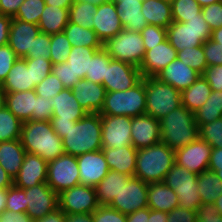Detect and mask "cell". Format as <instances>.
I'll return each instance as SVG.
<instances>
[{
	"label": "cell",
	"instance_id": "cell-1",
	"mask_svg": "<svg viewBox=\"0 0 222 222\" xmlns=\"http://www.w3.org/2000/svg\"><path fill=\"white\" fill-rule=\"evenodd\" d=\"M20 141L27 153L36 154L46 162L65 154L62 139L55 133L50 121L23 122Z\"/></svg>",
	"mask_w": 222,
	"mask_h": 222
},
{
	"label": "cell",
	"instance_id": "cell-2",
	"mask_svg": "<svg viewBox=\"0 0 222 222\" xmlns=\"http://www.w3.org/2000/svg\"><path fill=\"white\" fill-rule=\"evenodd\" d=\"M102 122L99 113H87L62 138L65 154L79 156L102 150Z\"/></svg>",
	"mask_w": 222,
	"mask_h": 222
},
{
	"label": "cell",
	"instance_id": "cell-3",
	"mask_svg": "<svg viewBox=\"0 0 222 222\" xmlns=\"http://www.w3.org/2000/svg\"><path fill=\"white\" fill-rule=\"evenodd\" d=\"M175 164V150L160 141L137 150L135 177L146 183L163 182Z\"/></svg>",
	"mask_w": 222,
	"mask_h": 222
},
{
	"label": "cell",
	"instance_id": "cell-4",
	"mask_svg": "<svg viewBox=\"0 0 222 222\" xmlns=\"http://www.w3.org/2000/svg\"><path fill=\"white\" fill-rule=\"evenodd\" d=\"M161 141L177 150L199 137L194 113L183 105L159 119Z\"/></svg>",
	"mask_w": 222,
	"mask_h": 222
},
{
	"label": "cell",
	"instance_id": "cell-5",
	"mask_svg": "<svg viewBox=\"0 0 222 222\" xmlns=\"http://www.w3.org/2000/svg\"><path fill=\"white\" fill-rule=\"evenodd\" d=\"M100 115L136 117L146 114V89L142 78L128 90L107 92Z\"/></svg>",
	"mask_w": 222,
	"mask_h": 222
},
{
	"label": "cell",
	"instance_id": "cell-6",
	"mask_svg": "<svg viewBox=\"0 0 222 222\" xmlns=\"http://www.w3.org/2000/svg\"><path fill=\"white\" fill-rule=\"evenodd\" d=\"M146 114L160 119L182 105L181 92L156 77H144Z\"/></svg>",
	"mask_w": 222,
	"mask_h": 222
},
{
	"label": "cell",
	"instance_id": "cell-7",
	"mask_svg": "<svg viewBox=\"0 0 222 222\" xmlns=\"http://www.w3.org/2000/svg\"><path fill=\"white\" fill-rule=\"evenodd\" d=\"M211 33L209 25L200 13L184 23L173 21L167 28V39L178 52L203 45L211 38Z\"/></svg>",
	"mask_w": 222,
	"mask_h": 222
},
{
	"label": "cell",
	"instance_id": "cell-8",
	"mask_svg": "<svg viewBox=\"0 0 222 222\" xmlns=\"http://www.w3.org/2000/svg\"><path fill=\"white\" fill-rule=\"evenodd\" d=\"M103 48L112 59L140 67L145 54V47L141 33L123 29L116 36L111 37Z\"/></svg>",
	"mask_w": 222,
	"mask_h": 222
},
{
	"label": "cell",
	"instance_id": "cell-9",
	"mask_svg": "<svg viewBox=\"0 0 222 222\" xmlns=\"http://www.w3.org/2000/svg\"><path fill=\"white\" fill-rule=\"evenodd\" d=\"M197 178V174L175 163L166 174L163 182L177 193L179 206L196 211L202 204Z\"/></svg>",
	"mask_w": 222,
	"mask_h": 222
},
{
	"label": "cell",
	"instance_id": "cell-10",
	"mask_svg": "<svg viewBox=\"0 0 222 222\" xmlns=\"http://www.w3.org/2000/svg\"><path fill=\"white\" fill-rule=\"evenodd\" d=\"M47 185L57 194L80 184L76 156L63 154L48 162Z\"/></svg>",
	"mask_w": 222,
	"mask_h": 222
},
{
	"label": "cell",
	"instance_id": "cell-11",
	"mask_svg": "<svg viewBox=\"0 0 222 222\" xmlns=\"http://www.w3.org/2000/svg\"><path fill=\"white\" fill-rule=\"evenodd\" d=\"M108 206L126 215L147 208L148 183L135 176L130 177Z\"/></svg>",
	"mask_w": 222,
	"mask_h": 222
},
{
	"label": "cell",
	"instance_id": "cell-12",
	"mask_svg": "<svg viewBox=\"0 0 222 222\" xmlns=\"http://www.w3.org/2000/svg\"><path fill=\"white\" fill-rule=\"evenodd\" d=\"M58 202L65 214L93 213L100 206L94 187L81 184L59 193Z\"/></svg>",
	"mask_w": 222,
	"mask_h": 222
},
{
	"label": "cell",
	"instance_id": "cell-13",
	"mask_svg": "<svg viewBox=\"0 0 222 222\" xmlns=\"http://www.w3.org/2000/svg\"><path fill=\"white\" fill-rule=\"evenodd\" d=\"M141 79L138 67L111 58L109 66H106L103 86L106 92L123 91L132 88Z\"/></svg>",
	"mask_w": 222,
	"mask_h": 222
},
{
	"label": "cell",
	"instance_id": "cell-14",
	"mask_svg": "<svg viewBox=\"0 0 222 222\" xmlns=\"http://www.w3.org/2000/svg\"><path fill=\"white\" fill-rule=\"evenodd\" d=\"M102 148H118L132 145V117L101 115Z\"/></svg>",
	"mask_w": 222,
	"mask_h": 222
},
{
	"label": "cell",
	"instance_id": "cell-15",
	"mask_svg": "<svg viewBox=\"0 0 222 222\" xmlns=\"http://www.w3.org/2000/svg\"><path fill=\"white\" fill-rule=\"evenodd\" d=\"M211 150L212 147L198 137L185 147L175 150V163L198 175L208 169Z\"/></svg>",
	"mask_w": 222,
	"mask_h": 222
},
{
	"label": "cell",
	"instance_id": "cell-16",
	"mask_svg": "<svg viewBox=\"0 0 222 222\" xmlns=\"http://www.w3.org/2000/svg\"><path fill=\"white\" fill-rule=\"evenodd\" d=\"M27 214L34 220H38L48 213L59 208L58 194L47 183L25 189Z\"/></svg>",
	"mask_w": 222,
	"mask_h": 222
},
{
	"label": "cell",
	"instance_id": "cell-17",
	"mask_svg": "<svg viewBox=\"0 0 222 222\" xmlns=\"http://www.w3.org/2000/svg\"><path fill=\"white\" fill-rule=\"evenodd\" d=\"M76 159L81 185L95 187L110 170L102 150L79 155Z\"/></svg>",
	"mask_w": 222,
	"mask_h": 222
},
{
	"label": "cell",
	"instance_id": "cell-18",
	"mask_svg": "<svg viewBox=\"0 0 222 222\" xmlns=\"http://www.w3.org/2000/svg\"><path fill=\"white\" fill-rule=\"evenodd\" d=\"M176 58L177 51L168 39L153 46L150 50L145 51L142 64L139 67L142 78L155 77Z\"/></svg>",
	"mask_w": 222,
	"mask_h": 222
},
{
	"label": "cell",
	"instance_id": "cell-19",
	"mask_svg": "<svg viewBox=\"0 0 222 222\" xmlns=\"http://www.w3.org/2000/svg\"><path fill=\"white\" fill-rule=\"evenodd\" d=\"M48 162L36 154L27 153L13 185L27 189L40 183H46Z\"/></svg>",
	"mask_w": 222,
	"mask_h": 222
},
{
	"label": "cell",
	"instance_id": "cell-20",
	"mask_svg": "<svg viewBox=\"0 0 222 222\" xmlns=\"http://www.w3.org/2000/svg\"><path fill=\"white\" fill-rule=\"evenodd\" d=\"M131 139L132 145L137 150L159 143L161 141L159 120L147 114L132 117Z\"/></svg>",
	"mask_w": 222,
	"mask_h": 222
},
{
	"label": "cell",
	"instance_id": "cell-21",
	"mask_svg": "<svg viewBox=\"0 0 222 222\" xmlns=\"http://www.w3.org/2000/svg\"><path fill=\"white\" fill-rule=\"evenodd\" d=\"M93 30L102 44L123 30L114 2L109 1L97 7L93 18Z\"/></svg>",
	"mask_w": 222,
	"mask_h": 222
},
{
	"label": "cell",
	"instance_id": "cell-22",
	"mask_svg": "<svg viewBox=\"0 0 222 222\" xmlns=\"http://www.w3.org/2000/svg\"><path fill=\"white\" fill-rule=\"evenodd\" d=\"M40 32L38 24L13 17L9 29L8 45L19 58H23L29 50H32L34 39Z\"/></svg>",
	"mask_w": 222,
	"mask_h": 222
},
{
	"label": "cell",
	"instance_id": "cell-23",
	"mask_svg": "<svg viewBox=\"0 0 222 222\" xmlns=\"http://www.w3.org/2000/svg\"><path fill=\"white\" fill-rule=\"evenodd\" d=\"M71 90L77 102L87 113H100L107 93L102 84L80 79Z\"/></svg>",
	"mask_w": 222,
	"mask_h": 222
},
{
	"label": "cell",
	"instance_id": "cell-24",
	"mask_svg": "<svg viewBox=\"0 0 222 222\" xmlns=\"http://www.w3.org/2000/svg\"><path fill=\"white\" fill-rule=\"evenodd\" d=\"M200 75L199 72L176 58L155 77L161 82L167 83L182 92L189 88Z\"/></svg>",
	"mask_w": 222,
	"mask_h": 222
},
{
	"label": "cell",
	"instance_id": "cell-25",
	"mask_svg": "<svg viewBox=\"0 0 222 222\" xmlns=\"http://www.w3.org/2000/svg\"><path fill=\"white\" fill-rule=\"evenodd\" d=\"M53 115L51 120L79 121L87 112L82 109L72 90L64 88L52 98Z\"/></svg>",
	"mask_w": 222,
	"mask_h": 222
},
{
	"label": "cell",
	"instance_id": "cell-26",
	"mask_svg": "<svg viewBox=\"0 0 222 222\" xmlns=\"http://www.w3.org/2000/svg\"><path fill=\"white\" fill-rule=\"evenodd\" d=\"M106 162L110 170L135 175L137 149L133 145L118 148H102Z\"/></svg>",
	"mask_w": 222,
	"mask_h": 222
},
{
	"label": "cell",
	"instance_id": "cell-27",
	"mask_svg": "<svg viewBox=\"0 0 222 222\" xmlns=\"http://www.w3.org/2000/svg\"><path fill=\"white\" fill-rule=\"evenodd\" d=\"M0 86L4 93L34 90L36 84L32 81L31 66H27L23 58H18Z\"/></svg>",
	"mask_w": 222,
	"mask_h": 222
},
{
	"label": "cell",
	"instance_id": "cell-28",
	"mask_svg": "<svg viewBox=\"0 0 222 222\" xmlns=\"http://www.w3.org/2000/svg\"><path fill=\"white\" fill-rule=\"evenodd\" d=\"M179 206L177 193L164 182L148 184V207L169 213Z\"/></svg>",
	"mask_w": 222,
	"mask_h": 222
},
{
	"label": "cell",
	"instance_id": "cell-29",
	"mask_svg": "<svg viewBox=\"0 0 222 222\" xmlns=\"http://www.w3.org/2000/svg\"><path fill=\"white\" fill-rule=\"evenodd\" d=\"M35 90L5 93L4 105L21 121L32 120L35 109Z\"/></svg>",
	"mask_w": 222,
	"mask_h": 222
},
{
	"label": "cell",
	"instance_id": "cell-30",
	"mask_svg": "<svg viewBox=\"0 0 222 222\" xmlns=\"http://www.w3.org/2000/svg\"><path fill=\"white\" fill-rule=\"evenodd\" d=\"M25 155L20 139L0 142V165L12 179L17 176Z\"/></svg>",
	"mask_w": 222,
	"mask_h": 222
},
{
	"label": "cell",
	"instance_id": "cell-31",
	"mask_svg": "<svg viewBox=\"0 0 222 222\" xmlns=\"http://www.w3.org/2000/svg\"><path fill=\"white\" fill-rule=\"evenodd\" d=\"M130 177L127 174L109 170L101 182L94 187L99 205H109Z\"/></svg>",
	"mask_w": 222,
	"mask_h": 222
},
{
	"label": "cell",
	"instance_id": "cell-32",
	"mask_svg": "<svg viewBox=\"0 0 222 222\" xmlns=\"http://www.w3.org/2000/svg\"><path fill=\"white\" fill-rule=\"evenodd\" d=\"M141 12L148 25L167 29L173 22L171 1L169 0H143Z\"/></svg>",
	"mask_w": 222,
	"mask_h": 222
},
{
	"label": "cell",
	"instance_id": "cell-33",
	"mask_svg": "<svg viewBox=\"0 0 222 222\" xmlns=\"http://www.w3.org/2000/svg\"><path fill=\"white\" fill-rule=\"evenodd\" d=\"M69 22V9L45 5L38 27L42 33L56 34L63 32Z\"/></svg>",
	"mask_w": 222,
	"mask_h": 222
},
{
	"label": "cell",
	"instance_id": "cell-34",
	"mask_svg": "<svg viewBox=\"0 0 222 222\" xmlns=\"http://www.w3.org/2000/svg\"><path fill=\"white\" fill-rule=\"evenodd\" d=\"M211 92L209 83L200 75L189 88L181 92L182 105L194 113L205 104Z\"/></svg>",
	"mask_w": 222,
	"mask_h": 222
},
{
	"label": "cell",
	"instance_id": "cell-35",
	"mask_svg": "<svg viewBox=\"0 0 222 222\" xmlns=\"http://www.w3.org/2000/svg\"><path fill=\"white\" fill-rule=\"evenodd\" d=\"M123 29L141 33L148 25L144 14L141 12L142 3L115 4Z\"/></svg>",
	"mask_w": 222,
	"mask_h": 222
},
{
	"label": "cell",
	"instance_id": "cell-36",
	"mask_svg": "<svg viewBox=\"0 0 222 222\" xmlns=\"http://www.w3.org/2000/svg\"><path fill=\"white\" fill-rule=\"evenodd\" d=\"M72 47L84 46L88 48H102L103 44L92 29L80 27L78 24L68 22L63 30Z\"/></svg>",
	"mask_w": 222,
	"mask_h": 222
},
{
	"label": "cell",
	"instance_id": "cell-37",
	"mask_svg": "<svg viewBox=\"0 0 222 222\" xmlns=\"http://www.w3.org/2000/svg\"><path fill=\"white\" fill-rule=\"evenodd\" d=\"M197 184L202 203H214L222 193L221 180L209 169L198 174Z\"/></svg>",
	"mask_w": 222,
	"mask_h": 222
},
{
	"label": "cell",
	"instance_id": "cell-38",
	"mask_svg": "<svg viewBox=\"0 0 222 222\" xmlns=\"http://www.w3.org/2000/svg\"><path fill=\"white\" fill-rule=\"evenodd\" d=\"M198 128L222 117V91H212L205 104L194 112Z\"/></svg>",
	"mask_w": 222,
	"mask_h": 222
},
{
	"label": "cell",
	"instance_id": "cell-39",
	"mask_svg": "<svg viewBox=\"0 0 222 222\" xmlns=\"http://www.w3.org/2000/svg\"><path fill=\"white\" fill-rule=\"evenodd\" d=\"M101 48H88L84 46L72 47L66 60L73 70L75 77L85 79L86 73L89 72L90 60L94 53Z\"/></svg>",
	"mask_w": 222,
	"mask_h": 222
},
{
	"label": "cell",
	"instance_id": "cell-40",
	"mask_svg": "<svg viewBox=\"0 0 222 222\" xmlns=\"http://www.w3.org/2000/svg\"><path fill=\"white\" fill-rule=\"evenodd\" d=\"M22 123L4 105L0 109V142L20 139Z\"/></svg>",
	"mask_w": 222,
	"mask_h": 222
},
{
	"label": "cell",
	"instance_id": "cell-41",
	"mask_svg": "<svg viewBox=\"0 0 222 222\" xmlns=\"http://www.w3.org/2000/svg\"><path fill=\"white\" fill-rule=\"evenodd\" d=\"M96 10L97 6L91 3L74 1L69 8V22L93 30V18Z\"/></svg>",
	"mask_w": 222,
	"mask_h": 222
},
{
	"label": "cell",
	"instance_id": "cell-42",
	"mask_svg": "<svg viewBox=\"0 0 222 222\" xmlns=\"http://www.w3.org/2000/svg\"><path fill=\"white\" fill-rule=\"evenodd\" d=\"M111 57L102 47L97 50L90 60L89 72L86 73L85 79L103 85L106 66H109Z\"/></svg>",
	"mask_w": 222,
	"mask_h": 222
},
{
	"label": "cell",
	"instance_id": "cell-43",
	"mask_svg": "<svg viewBox=\"0 0 222 222\" xmlns=\"http://www.w3.org/2000/svg\"><path fill=\"white\" fill-rule=\"evenodd\" d=\"M171 8L173 21L183 23L197 17L202 11V7L196 0H172Z\"/></svg>",
	"mask_w": 222,
	"mask_h": 222
},
{
	"label": "cell",
	"instance_id": "cell-44",
	"mask_svg": "<svg viewBox=\"0 0 222 222\" xmlns=\"http://www.w3.org/2000/svg\"><path fill=\"white\" fill-rule=\"evenodd\" d=\"M51 50H50V60L52 64H58L66 62L72 45L70 44L68 38L64 32L51 34Z\"/></svg>",
	"mask_w": 222,
	"mask_h": 222
},
{
	"label": "cell",
	"instance_id": "cell-45",
	"mask_svg": "<svg viewBox=\"0 0 222 222\" xmlns=\"http://www.w3.org/2000/svg\"><path fill=\"white\" fill-rule=\"evenodd\" d=\"M177 58L200 74H202L208 66L203 45L178 51Z\"/></svg>",
	"mask_w": 222,
	"mask_h": 222
},
{
	"label": "cell",
	"instance_id": "cell-46",
	"mask_svg": "<svg viewBox=\"0 0 222 222\" xmlns=\"http://www.w3.org/2000/svg\"><path fill=\"white\" fill-rule=\"evenodd\" d=\"M45 5L44 0H24L14 18L38 24Z\"/></svg>",
	"mask_w": 222,
	"mask_h": 222
},
{
	"label": "cell",
	"instance_id": "cell-47",
	"mask_svg": "<svg viewBox=\"0 0 222 222\" xmlns=\"http://www.w3.org/2000/svg\"><path fill=\"white\" fill-rule=\"evenodd\" d=\"M199 138L212 148L222 147V117L211 123L202 124L198 128Z\"/></svg>",
	"mask_w": 222,
	"mask_h": 222
},
{
	"label": "cell",
	"instance_id": "cell-48",
	"mask_svg": "<svg viewBox=\"0 0 222 222\" xmlns=\"http://www.w3.org/2000/svg\"><path fill=\"white\" fill-rule=\"evenodd\" d=\"M51 35L40 32L34 39L32 50H29L23 59L50 60Z\"/></svg>",
	"mask_w": 222,
	"mask_h": 222
},
{
	"label": "cell",
	"instance_id": "cell-49",
	"mask_svg": "<svg viewBox=\"0 0 222 222\" xmlns=\"http://www.w3.org/2000/svg\"><path fill=\"white\" fill-rule=\"evenodd\" d=\"M5 211L27 212L25 189L18 188L14 185L7 189V203Z\"/></svg>",
	"mask_w": 222,
	"mask_h": 222
},
{
	"label": "cell",
	"instance_id": "cell-50",
	"mask_svg": "<svg viewBox=\"0 0 222 222\" xmlns=\"http://www.w3.org/2000/svg\"><path fill=\"white\" fill-rule=\"evenodd\" d=\"M64 89L62 82L52 72L35 87L38 96L52 99L55 95Z\"/></svg>",
	"mask_w": 222,
	"mask_h": 222
},
{
	"label": "cell",
	"instance_id": "cell-51",
	"mask_svg": "<svg viewBox=\"0 0 222 222\" xmlns=\"http://www.w3.org/2000/svg\"><path fill=\"white\" fill-rule=\"evenodd\" d=\"M141 35L145 50L147 51L167 39V29L156 25H147L141 31Z\"/></svg>",
	"mask_w": 222,
	"mask_h": 222
},
{
	"label": "cell",
	"instance_id": "cell-52",
	"mask_svg": "<svg viewBox=\"0 0 222 222\" xmlns=\"http://www.w3.org/2000/svg\"><path fill=\"white\" fill-rule=\"evenodd\" d=\"M27 66H31L32 81L35 84L42 82L52 71L51 60L45 59H24Z\"/></svg>",
	"mask_w": 222,
	"mask_h": 222
},
{
	"label": "cell",
	"instance_id": "cell-53",
	"mask_svg": "<svg viewBox=\"0 0 222 222\" xmlns=\"http://www.w3.org/2000/svg\"><path fill=\"white\" fill-rule=\"evenodd\" d=\"M51 72L59 78L64 88L67 89H72L73 86L81 79L80 77H75L73 70L67 62L52 64Z\"/></svg>",
	"mask_w": 222,
	"mask_h": 222
},
{
	"label": "cell",
	"instance_id": "cell-54",
	"mask_svg": "<svg viewBox=\"0 0 222 222\" xmlns=\"http://www.w3.org/2000/svg\"><path fill=\"white\" fill-rule=\"evenodd\" d=\"M53 115L52 99L36 96L35 109L32 111V120L50 121Z\"/></svg>",
	"mask_w": 222,
	"mask_h": 222
},
{
	"label": "cell",
	"instance_id": "cell-55",
	"mask_svg": "<svg viewBox=\"0 0 222 222\" xmlns=\"http://www.w3.org/2000/svg\"><path fill=\"white\" fill-rule=\"evenodd\" d=\"M201 13L211 31L222 26V1L203 7Z\"/></svg>",
	"mask_w": 222,
	"mask_h": 222
},
{
	"label": "cell",
	"instance_id": "cell-56",
	"mask_svg": "<svg viewBox=\"0 0 222 222\" xmlns=\"http://www.w3.org/2000/svg\"><path fill=\"white\" fill-rule=\"evenodd\" d=\"M93 222H127L126 214H123L108 205H100L93 212Z\"/></svg>",
	"mask_w": 222,
	"mask_h": 222
},
{
	"label": "cell",
	"instance_id": "cell-57",
	"mask_svg": "<svg viewBox=\"0 0 222 222\" xmlns=\"http://www.w3.org/2000/svg\"><path fill=\"white\" fill-rule=\"evenodd\" d=\"M18 58L19 57L8 44L0 46V85L4 82L6 76Z\"/></svg>",
	"mask_w": 222,
	"mask_h": 222
},
{
	"label": "cell",
	"instance_id": "cell-58",
	"mask_svg": "<svg viewBox=\"0 0 222 222\" xmlns=\"http://www.w3.org/2000/svg\"><path fill=\"white\" fill-rule=\"evenodd\" d=\"M208 66L222 65V45L209 39L203 44Z\"/></svg>",
	"mask_w": 222,
	"mask_h": 222
},
{
	"label": "cell",
	"instance_id": "cell-59",
	"mask_svg": "<svg viewBox=\"0 0 222 222\" xmlns=\"http://www.w3.org/2000/svg\"><path fill=\"white\" fill-rule=\"evenodd\" d=\"M197 222H222V216L213 203H202L197 209Z\"/></svg>",
	"mask_w": 222,
	"mask_h": 222
},
{
	"label": "cell",
	"instance_id": "cell-60",
	"mask_svg": "<svg viewBox=\"0 0 222 222\" xmlns=\"http://www.w3.org/2000/svg\"><path fill=\"white\" fill-rule=\"evenodd\" d=\"M201 75L209 83L212 91H222V65L207 66Z\"/></svg>",
	"mask_w": 222,
	"mask_h": 222
},
{
	"label": "cell",
	"instance_id": "cell-61",
	"mask_svg": "<svg viewBox=\"0 0 222 222\" xmlns=\"http://www.w3.org/2000/svg\"><path fill=\"white\" fill-rule=\"evenodd\" d=\"M167 222H197V213L178 206L168 213Z\"/></svg>",
	"mask_w": 222,
	"mask_h": 222
},
{
	"label": "cell",
	"instance_id": "cell-62",
	"mask_svg": "<svg viewBox=\"0 0 222 222\" xmlns=\"http://www.w3.org/2000/svg\"><path fill=\"white\" fill-rule=\"evenodd\" d=\"M24 0H0V14L9 17H15L19 6Z\"/></svg>",
	"mask_w": 222,
	"mask_h": 222
},
{
	"label": "cell",
	"instance_id": "cell-63",
	"mask_svg": "<svg viewBox=\"0 0 222 222\" xmlns=\"http://www.w3.org/2000/svg\"><path fill=\"white\" fill-rule=\"evenodd\" d=\"M0 222H34V220L27 213L3 211L0 214Z\"/></svg>",
	"mask_w": 222,
	"mask_h": 222
},
{
	"label": "cell",
	"instance_id": "cell-64",
	"mask_svg": "<svg viewBox=\"0 0 222 222\" xmlns=\"http://www.w3.org/2000/svg\"><path fill=\"white\" fill-rule=\"evenodd\" d=\"M12 17L0 14V46L8 44Z\"/></svg>",
	"mask_w": 222,
	"mask_h": 222
},
{
	"label": "cell",
	"instance_id": "cell-65",
	"mask_svg": "<svg viewBox=\"0 0 222 222\" xmlns=\"http://www.w3.org/2000/svg\"><path fill=\"white\" fill-rule=\"evenodd\" d=\"M208 169L215 173L222 169V147L212 148Z\"/></svg>",
	"mask_w": 222,
	"mask_h": 222
},
{
	"label": "cell",
	"instance_id": "cell-66",
	"mask_svg": "<svg viewBox=\"0 0 222 222\" xmlns=\"http://www.w3.org/2000/svg\"><path fill=\"white\" fill-rule=\"evenodd\" d=\"M77 121H65V120H50L51 126L55 133L62 139L65 136V133L68 129L75 125Z\"/></svg>",
	"mask_w": 222,
	"mask_h": 222
},
{
	"label": "cell",
	"instance_id": "cell-67",
	"mask_svg": "<svg viewBox=\"0 0 222 222\" xmlns=\"http://www.w3.org/2000/svg\"><path fill=\"white\" fill-rule=\"evenodd\" d=\"M149 207L126 215L127 222H148Z\"/></svg>",
	"mask_w": 222,
	"mask_h": 222
},
{
	"label": "cell",
	"instance_id": "cell-68",
	"mask_svg": "<svg viewBox=\"0 0 222 222\" xmlns=\"http://www.w3.org/2000/svg\"><path fill=\"white\" fill-rule=\"evenodd\" d=\"M34 222H65V213L60 208H57L55 211L48 213Z\"/></svg>",
	"mask_w": 222,
	"mask_h": 222
},
{
	"label": "cell",
	"instance_id": "cell-69",
	"mask_svg": "<svg viewBox=\"0 0 222 222\" xmlns=\"http://www.w3.org/2000/svg\"><path fill=\"white\" fill-rule=\"evenodd\" d=\"M65 222H93V213L65 214Z\"/></svg>",
	"mask_w": 222,
	"mask_h": 222
},
{
	"label": "cell",
	"instance_id": "cell-70",
	"mask_svg": "<svg viewBox=\"0 0 222 222\" xmlns=\"http://www.w3.org/2000/svg\"><path fill=\"white\" fill-rule=\"evenodd\" d=\"M168 213L163 211L151 210L149 208L148 222H167Z\"/></svg>",
	"mask_w": 222,
	"mask_h": 222
},
{
	"label": "cell",
	"instance_id": "cell-71",
	"mask_svg": "<svg viewBox=\"0 0 222 222\" xmlns=\"http://www.w3.org/2000/svg\"><path fill=\"white\" fill-rule=\"evenodd\" d=\"M13 185V179L7 174L5 169L0 165V189H8Z\"/></svg>",
	"mask_w": 222,
	"mask_h": 222
},
{
	"label": "cell",
	"instance_id": "cell-72",
	"mask_svg": "<svg viewBox=\"0 0 222 222\" xmlns=\"http://www.w3.org/2000/svg\"><path fill=\"white\" fill-rule=\"evenodd\" d=\"M44 1L46 5H52L67 9H69L74 3V0H44Z\"/></svg>",
	"mask_w": 222,
	"mask_h": 222
},
{
	"label": "cell",
	"instance_id": "cell-73",
	"mask_svg": "<svg viewBox=\"0 0 222 222\" xmlns=\"http://www.w3.org/2000/svg\"><path fill=\"white\" fill-rule=\"evenodd\" d=\"M7 203V189H0V214L5 211Z\"/></svg>",
	"mask_w": 222,
	"mask_h": 222
},
{
	"label": "cell",
	"instance_id": "cell-74",
	"mask_svg": "<svg viewBox=\"0 0 222 222\" xmlns=\"http://www.w3.org/2000/svg\"><path fill=\"white\" fill-rule=\"evenodd\" d=\"M210 39L222 45V26L212 31Z\"/></svg>",
	"mask_w": 222,
	"mask_h": 222
},
{
	"label": "cell",
	"instance_id": "cell-75",
	"mask_svg": "<svg viewBox=\"0 0 222 222\" xmlns=\"http://www.w3.org/2000/svg\"><path fill=\"white\" fill-rule=\"evenodd\" d=\"M74 1H77V2H85V3H91L95 6H99L103 3H106V2H109L110 0H74Z\"/></svg>",
	"mask_w": 222,
	"mask_h": 222
},
{
	"label": "cell",
	"instance_id": "cell-76",
	"mask_svg": "<svg viewBox=\"0 0 222 222\" xmlns=\"http://www.w3.org/2000/svg\"><path fill=\"white\" fill-rule=\"evenodd\" d=\"M213 204L217 208V212L222 216V193L217 197Z\"/></svg>",
	"mask_w": 222,
	"mask_h": 222
},
{
	"label": "cell",
	"instance_id": "cell-77",
	"mask_svg": "<svg viewBox=\"0 0 222 222\" xmlns=\"http://www.w3.org/2000/svg\"><path fill=\"white\" fill-rule=\"evenodd\" d=\"M114 4H130V3H143V0H110Z\"/></svg>",
	"mask_w": 222,
	"mask_h": 222
},
{
	"label": "cell",
	"instance_id": "cell-78",
	"mask_svg": "<svg viewBox=\"0 0 222 222\" xmlns=\"http://www.w3.org/2000/svg\"><path fill=\"white\" fill-rule=\"evenodd\" d=\"M196 1L203 8L205 6H208L210 4H214V3L220 2L222 0H196Z\"/></svg>",
	"mask_w": 222,
	"mask_h": 222
},
{
	"label": "cell",
	"instance_id": "cell-79",
	"mask_svg": "<svg viewBox=\"0 0 222 222\" xmlns=\"http://www.w3.org/2000/svg\"><path fill=\"white\" fill-rule=\"evenodd\" d=\"M4 100H5V93L0 86V109L4 106Z\"/></svg>",
	"mask_w": 222,
	"mask_h": 222
},
{
	"label": "cell",
	"instance_id": "cell-80",
	"mask_svg": "<svg viewBox=\"0 0 222 222\" xmlns=\"http://www.w3.org/2000/svg\"><path fill=\"white\" fill-rule=\"evenodd\" d=\"M216 174H217L218 178H219V179L221 180V182H222V169L218 170V171L216 172Z\"/></svg>",
	"mask_w": 222,
	"mask_h": 222
}]
</instances>
